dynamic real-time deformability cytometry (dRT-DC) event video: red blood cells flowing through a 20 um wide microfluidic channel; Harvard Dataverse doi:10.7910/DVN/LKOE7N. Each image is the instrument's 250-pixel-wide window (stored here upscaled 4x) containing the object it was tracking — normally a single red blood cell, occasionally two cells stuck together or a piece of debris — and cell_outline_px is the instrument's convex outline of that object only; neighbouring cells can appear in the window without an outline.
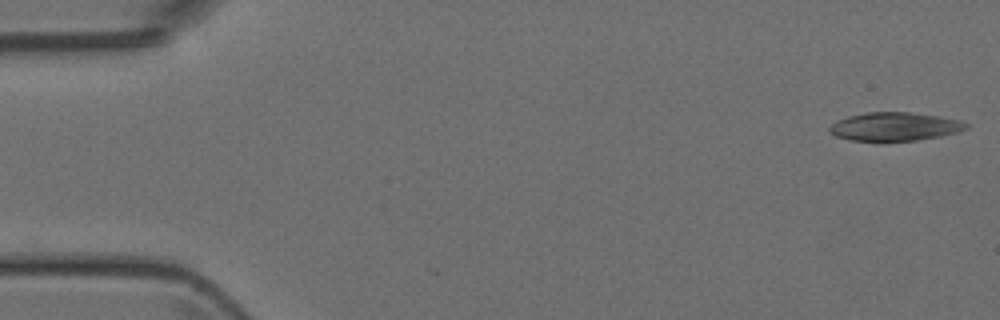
{"species": "Egyptian fruit bat (a non-hibernating species)", "species_latin": "Rousettus aegyptiacus", "temperature_condition": "room temperature", "stored_images_in_passage": 4, "camera_frame_rate_fps": 3000, "um_per_image_px": 0.085, "animal": {"sex": "female"}, "frame": {"image": 1, "passage_image": 1, "time_ms": 0.0, "image_size_px": [1000, 320], "cell_outline_px": [[968, 128], [960, 132], [940, 136], [916, 140], [848, 140], [836, 136], [828, 132], [828, 128], [836, 120], [848, 116], [864, 112], [912, 112], [960, 120], [968, 124]], "centroid_in_image_um": [76.03, 10.75], "position_along_channel_um": 9.0, "area_um2": 22.6}}
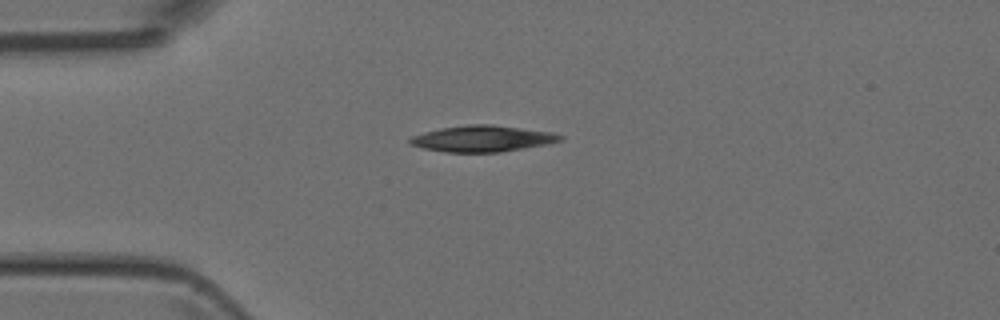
{"frame": {"image": 2, "passage_image": 4, "time_ms": 3.667, "image_size_px": [1000, 320], "cell_outline_px": [[564, 140], [548, 144], [500, 152], [444, 152], [424, 148], [408, 144], [408, 140], [412, 136], [424, 132], [440, 128], [468, 124], [492, 124], [552, 132], [564, 136]], "centroid_in_image_um": [41.02, 11.78], "position_along_channel_um": 44.0, "area_um2": 23.06}}